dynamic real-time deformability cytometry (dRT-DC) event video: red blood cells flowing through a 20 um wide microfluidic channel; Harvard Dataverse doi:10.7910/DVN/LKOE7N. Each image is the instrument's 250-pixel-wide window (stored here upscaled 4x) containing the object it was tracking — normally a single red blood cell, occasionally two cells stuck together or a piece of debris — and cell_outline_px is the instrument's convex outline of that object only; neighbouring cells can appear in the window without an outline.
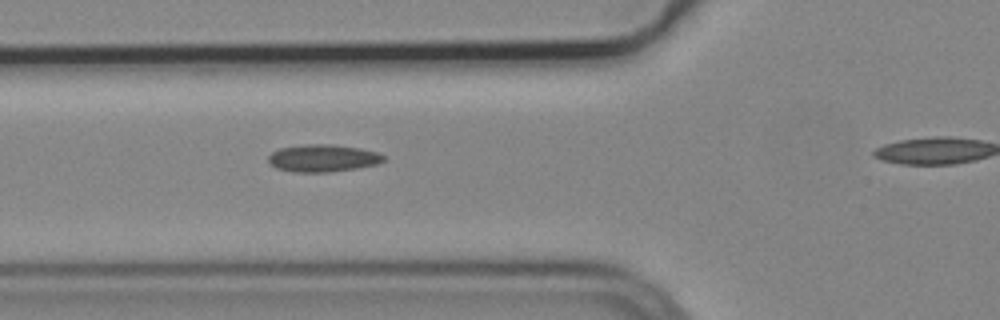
{"species": "common noctule bat (a hibernating species)", "species_latin": "Nyctalus noctula", "temperature_condition": "cold", "stored_images_in_passage": 7, "camera_frame_rate_fps": 3000, "um_per_image_px": 0.085, "animal": {"sex": "male", "body_mass_g": 19.2, "forearm_length_mm": 51.8}, "frame": {"image": 1, "passage_image": 6, "time_ms": 1.667, "image_size_px": [1000, 320], "cell_outline_px": [[384, 160], [376, 164], [356, 168], [328, 172], [292, 172], [276, 168], [268, 160], [268, 156], [272, 152], [280, 148], [304, 144], [328, 144], [360, 148], [376, 152], [384, 156]], "centroid_in_image_um": [27.41, 13.44], "position_along_channel_um": 98.4, "area_um2": 18.21}}